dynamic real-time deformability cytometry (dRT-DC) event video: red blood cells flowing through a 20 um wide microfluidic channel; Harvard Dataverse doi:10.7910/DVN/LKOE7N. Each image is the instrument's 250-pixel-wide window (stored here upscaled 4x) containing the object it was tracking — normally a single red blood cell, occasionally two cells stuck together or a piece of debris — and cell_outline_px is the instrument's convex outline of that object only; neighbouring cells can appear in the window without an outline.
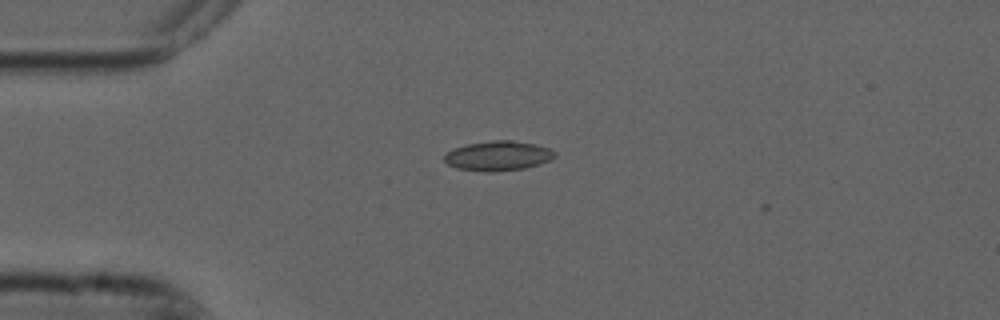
{"species": "common noctule bat (a hibernating species)", "species_latin": "Nyctalus noctula", "temperature_condition": "cold", "stored_images_in_passage": 2, "camera_frame_rate_fps": 3000, "um_per_image_px": 0.085, "animal": {"sex": "male", "forearm_length_mm": 52.5}, "frame": {"image": 1, "passage_image": 1, "time_ms": 0.0, "image_size_px": [1000, 320], "cell_outline_px": [[556, 156], [548, 160], [524, 168], [488, 172], [456, 168], [448, 164], [444, 160], [444, 156], [452, 148], [464, 144], [496, 140], [512, 140], [536, 144], [548, 148], [556, 152]], "centroid_in_image_um": [42.3, 13.23], "position_along_channel_um": 42.7, "area_um2": 18.96}}